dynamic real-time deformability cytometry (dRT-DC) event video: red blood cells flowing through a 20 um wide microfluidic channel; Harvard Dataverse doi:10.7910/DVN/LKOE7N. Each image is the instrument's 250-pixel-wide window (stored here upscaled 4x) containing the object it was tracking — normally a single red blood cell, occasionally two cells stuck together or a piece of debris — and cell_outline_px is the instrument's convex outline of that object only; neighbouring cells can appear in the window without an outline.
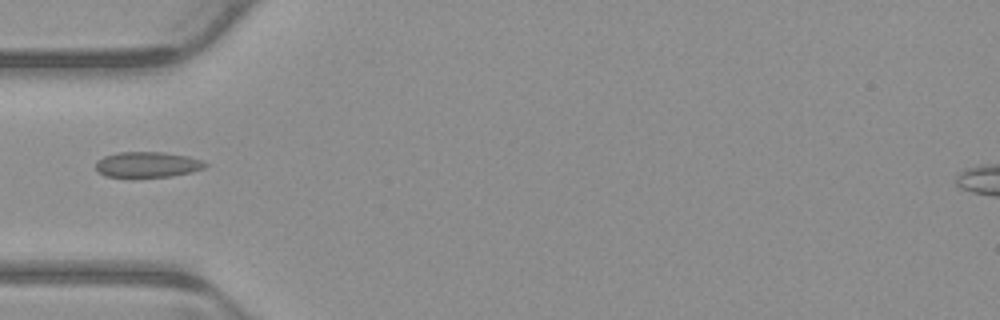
{"species": "common noctule bat (a hibernating species)", "species_latin": "Nyctalus noctula", "temperature_condition": "warm", "stored_images_in_passage": 5, "camera_frame_rate_fps": 3000, "um_per_image_px": 0.085, "animal": {"sex": "male", "body_mass_g": 23.1, "forearm_length_mm": 52.7}, "frame": {"image": 1, "passage_image": 5, "time_ms": 1.333, "image_size_px": [1000, 320], "cell_outline_px": [[208, 164], [204, 168], [192, 172], [172, 176], [132, 180], [104, 176], [96, 168], [96, 160], [104, 156], [120, 152], [164, 152], [188, 156], [200, 160]], "centroid_in_image_um": [12.49, 14.04], "position_along_channel_um": 72.5, "area_um2": 17.05}}